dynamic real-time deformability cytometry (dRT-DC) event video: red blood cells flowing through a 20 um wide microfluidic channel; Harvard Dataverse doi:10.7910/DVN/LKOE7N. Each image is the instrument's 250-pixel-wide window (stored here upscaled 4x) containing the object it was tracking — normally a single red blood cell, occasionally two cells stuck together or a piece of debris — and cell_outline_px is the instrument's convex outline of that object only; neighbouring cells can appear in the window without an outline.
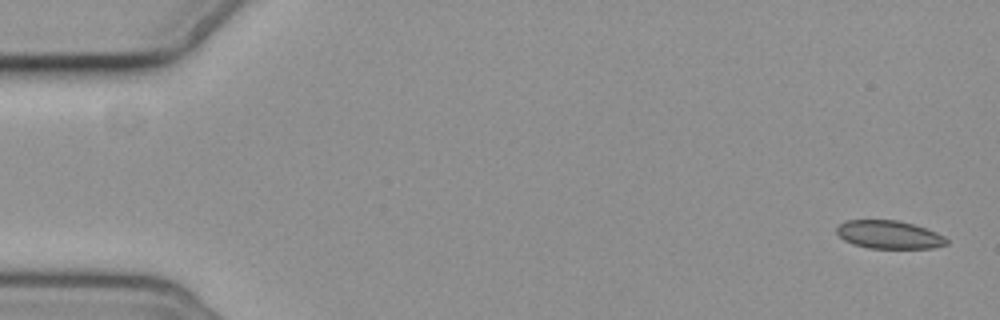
{"species": "common noctule bat (a hibernating species)", "species_latin": "Nyctalus noctula", "temperature_condition": "cold", "stored_images_in_passage": 6, "segment_of_instrument_passage": [1, 2], "camera_frame_rate_fps": 3000, "um_per_image_px": 0.085, "animal": {"sex": "female", "body_mass_g": 19.3, "forearm_length_mm": 54.1}, "frame": {"image": 1, "passage_image": 1, "time_ms": 0.0, "image_size_px": [1000, 320], "cell_outline_px": [[948, 244], [932, 248], [868, 248], [852, 244], [844, 240], [836, 232], [836, 228], [840, 224], [848, 220], [896, 220], [912, 224], [936, 232], [944, 236], [948, 240]], "centroid_in_image_um": [75.56, 19.95], "position_along_channel_um": 9.4, "area_um2": 17.92}}
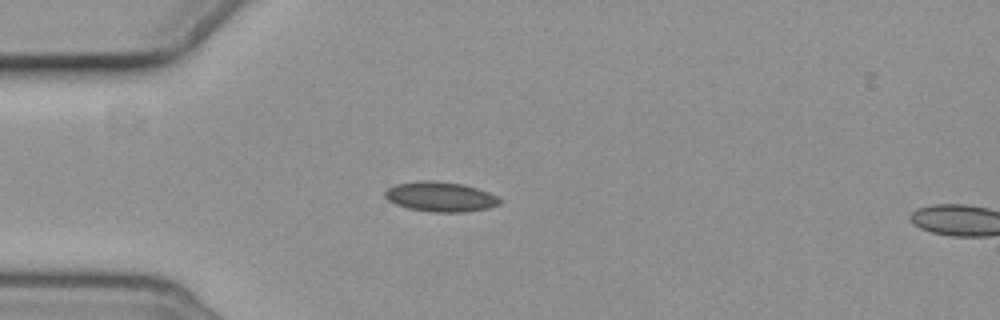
{"frame": {"image": 2, "passage_image": 5, "time_ms": 4.667, "image_size_px": [1000, 320], "cell_outline_px": [[500, 204], [488, 208], [464, 212], [432, 212], [408, 208], [396, 204], [388, 200], [384, 196], [384, 192], [388, 188], [396, 184], [420, 180], [432, 180], [464, 184], [488, 192], [496, 196], [500, 200]], "centroid_in_image_um": [37.41, 16.72], "position_along_channel_um": 47.6, "area_um2": 19.94}}